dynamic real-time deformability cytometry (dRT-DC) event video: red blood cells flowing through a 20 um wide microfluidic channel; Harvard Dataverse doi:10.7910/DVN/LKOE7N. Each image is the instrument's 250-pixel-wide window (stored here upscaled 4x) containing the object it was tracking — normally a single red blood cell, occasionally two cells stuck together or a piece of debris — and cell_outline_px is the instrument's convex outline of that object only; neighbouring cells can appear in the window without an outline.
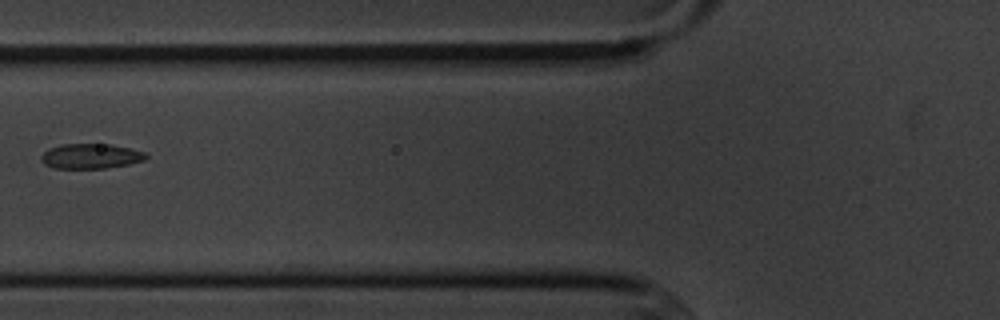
{"species": "common noctule bat (a hibernating species)", "species_latin": "Nyctalus noctula", "temperature_condition": "cold", "stored_images_in_passage": 6, "camera_frame_rate_fps": 3000, "um_per_image_px": 0.085, "animal": {"sex": "male", "body_mass_g": 20.1, "forearm_length_mm": 53.5}, "frame": {"image": 1, "passage_image": 6, "time_ms": 5.667, "image_size_px": [1000, 320], "cell_outline_px": [[148, 156], [144, 160], [128, 164], [104, 168], [52, 168], [44, 164], [40, 160], [40, 156], [48, 148], [60, 144], [112, 144], [144, 152]], "centroid_in_image_um": [7.66, 13.27], "position_along_channel_um": 118.1, "area_um2": 15.26}}